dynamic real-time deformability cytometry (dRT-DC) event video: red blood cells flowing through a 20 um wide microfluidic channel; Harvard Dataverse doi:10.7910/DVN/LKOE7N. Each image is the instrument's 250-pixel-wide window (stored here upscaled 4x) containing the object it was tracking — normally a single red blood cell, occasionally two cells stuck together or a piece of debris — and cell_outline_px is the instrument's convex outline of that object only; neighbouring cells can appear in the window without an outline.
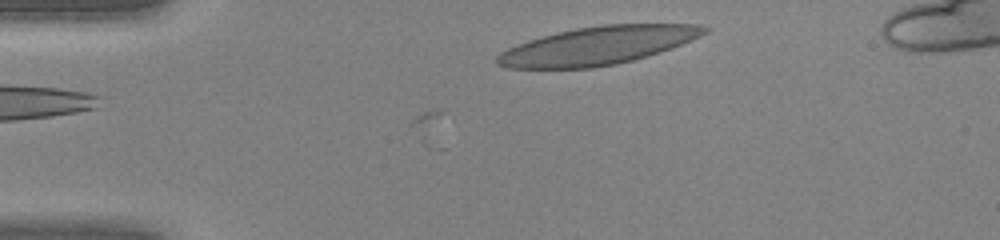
{"species": "human", "species_latin": "Homo sapiens", "temperature_condition": "warm", "stored_images_in_passage": 14, "camera_frame_rate_fps": 3000, "um_per_image_px": 0.085, "donor": {"sex": "female"}, "frame": {"image": 1, "passage_image": 14, "time_ms": 4.333, "image_size_px": [1000, 240], "cell_outline_px": [[712, 28], [708, 32], [700, 36], [672, 48], [660, 52], [632, 60], [616, 64], [592, 68], [508, 68], [496, 64], [496, 56], [500, 52], [508, 48], [528, 40], [556, 32], [576, 28], [604, 24], [696, 24]], "centroid_in_image_um": [50.81, 3.87], "position_along_channel_um": 34.2, "area_um2": 45.95}}